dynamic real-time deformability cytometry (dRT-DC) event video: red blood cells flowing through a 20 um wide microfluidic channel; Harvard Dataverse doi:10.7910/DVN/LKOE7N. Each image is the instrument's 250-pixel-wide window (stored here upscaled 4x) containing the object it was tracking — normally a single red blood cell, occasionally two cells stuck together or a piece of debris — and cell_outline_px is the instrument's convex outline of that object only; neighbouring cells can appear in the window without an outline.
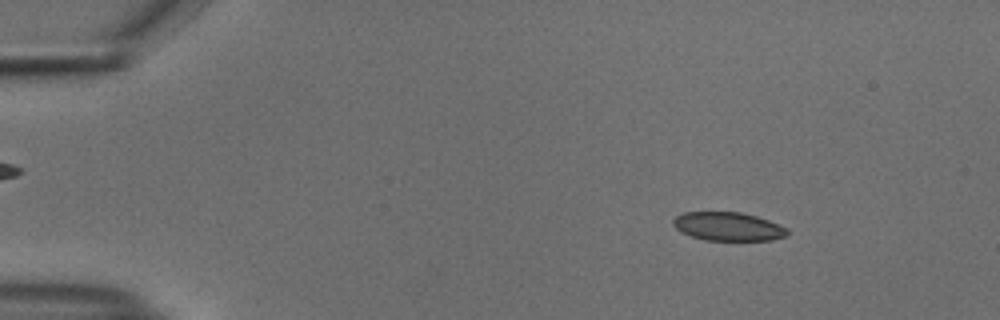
{"species": "common noctule bat (a hibernating species)", "species_latin": "Nyctalus noctula", "temperature_condition": "cold", "stored_images_in_passage": 54, "camera_frame_rate_fps": 3000, "um_per_image_px": 0.085, "animal": {"sex": "male", "body_mass_g": 18.8}, "frame": {"image": 1, "passage_image": 7, "time_ms": 2.0, "image_size_px": [1000, 320], "cell_outline_px": [[788, 236], [772, 240], [704, 240], [680, 232], [672, 224], [672, 220], [676, 216], [684, 212], [740, 212], [756, 216], [768, 220], [788, 228]], "centroid_in_image_um": [61.89, 19.25], "position_along_channel_um": 23.1, "area_um2": 19.07}}
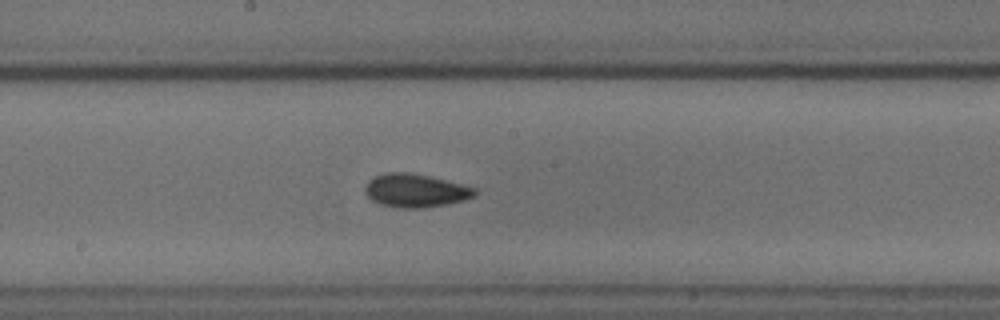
{"frame": {"image": 2, "passage_image": 29, "time_ms": 9.333, "image_size_px": [1000, 320], "cell_outline_px": [[476, 196], [464, 200], [448, 204], [420, 208], [396, 208], [380, 204], [372, 200], [364, 192], [364, 188], [368, 180], [384, 172], [408, 172], [428, 176], [476, 188]], "centroid_in_image_um": [35.28, 16.2], "position_along_channel_um": 212.9, "area_um2": 21.33}}
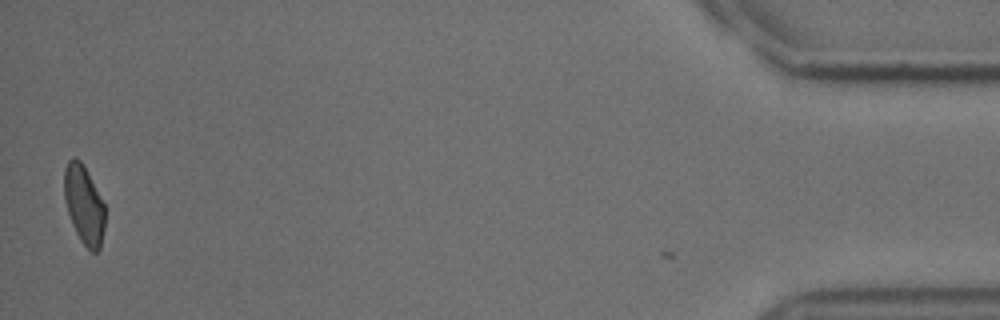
{"frame": {"image": 3, "passage_image": 53, "time_ms": 17.333, "image_size_px": [1000, 320], "cell_outline_px": [[104, 228], [100, 248], [96, 252], [92, 252], [80, 240], [72, 224], [68, 212], [64, 196], [64, 168], [68, 160], [72, 156], [80, 160], [104, 204]], "centroid_in_image_um": [7.12, 17.4], "position_along_channel_um": 428.1, "area_um2": 18.32}, "authors_computed_cell_mechanics": {"area_um2": 19.8832, "velocity_mm_per_s": 3.7406, "shape_relaxation_time_tau1_ms": 5.2518, "shape_relaxation_time_tau2_ms": 5.0432, "deformation_change_tau1": 0.1106, "deformation_change_tau2": 0.08}}